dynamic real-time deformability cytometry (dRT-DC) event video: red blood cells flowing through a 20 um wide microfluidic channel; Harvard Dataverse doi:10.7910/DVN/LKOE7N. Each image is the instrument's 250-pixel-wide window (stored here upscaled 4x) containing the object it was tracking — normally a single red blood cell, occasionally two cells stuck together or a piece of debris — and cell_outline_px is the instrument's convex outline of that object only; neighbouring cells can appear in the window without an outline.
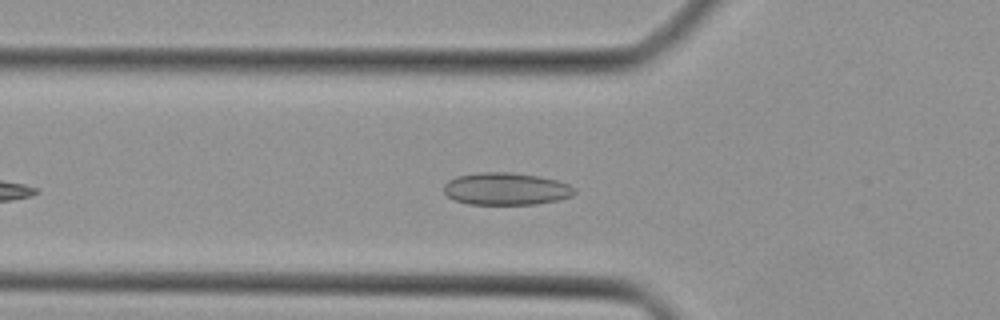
{"species": "Egyptian fruit bat (a non-hibernating species)", "species_latin": "Rousettus aegyptiacus", "temperature_condition": "cold", "stored_images_in_passage": 33, "camera_frame_rate_fps": 3000, "um_per_image_px": 0.085, "animal": {"sex": "female"}, "frame": {"image": 1, "passage_image": 8, "time_ms": 2.333, "image_size_px": [1000, 320], "cell_outline_px": [[576, 192], [572, 196], [556, 200], [536, 204], [468, 204], [452, 200], [444, 192], [444, 184], [448, 180], [456, 176], [480, 172], [512, 172], [540, 176], [556, 180], [568, 184], [576, 188]], "centroid_in_image_um": [43.0, 16.05], "position_along_channel_um": 82.8, "area_um2": 24.8}}
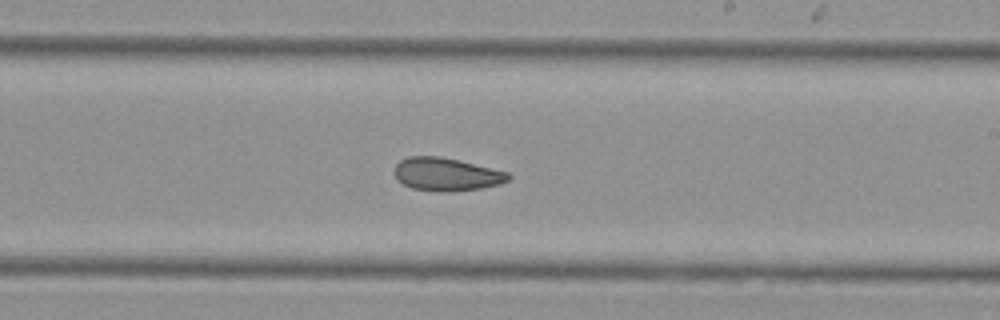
{"frame": {"image": 2, "passage_image": 19, "time_ms": 6.0, "image_size_px": [1000, 320], "cell_outline_px": [[512, 176], [508, 180], [500, 184], [480, 188], [448, 192], [440, 192], [412, 188], [404, 184], [392, 172], [396, 164], [400, 160], [408, 156], [440, 156], [508, 172]], "centroid_in_image_um": [37.93, 14.81], "position_along_channel_um": 251.1, "area_um2": 21.85}}
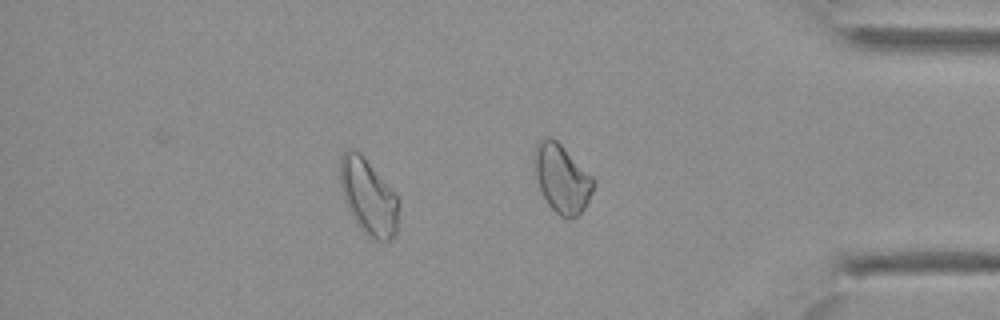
{"frame": {"image": 3, "passage_image": 29, "time_ms": 9.333, "image_size_px": [1000, 320], "cell_outline_px": [[400, 200], [396, 236], [384, 244], [368, 236], [356, 224], [344, 200], [340, 184], [340, 156], [348, 148], [356, 148], [360, 152]], "centroid_in_image_um": [31.32, 16.76], "position_along_channel_um": 403.9, "area_um2": 26.18}}